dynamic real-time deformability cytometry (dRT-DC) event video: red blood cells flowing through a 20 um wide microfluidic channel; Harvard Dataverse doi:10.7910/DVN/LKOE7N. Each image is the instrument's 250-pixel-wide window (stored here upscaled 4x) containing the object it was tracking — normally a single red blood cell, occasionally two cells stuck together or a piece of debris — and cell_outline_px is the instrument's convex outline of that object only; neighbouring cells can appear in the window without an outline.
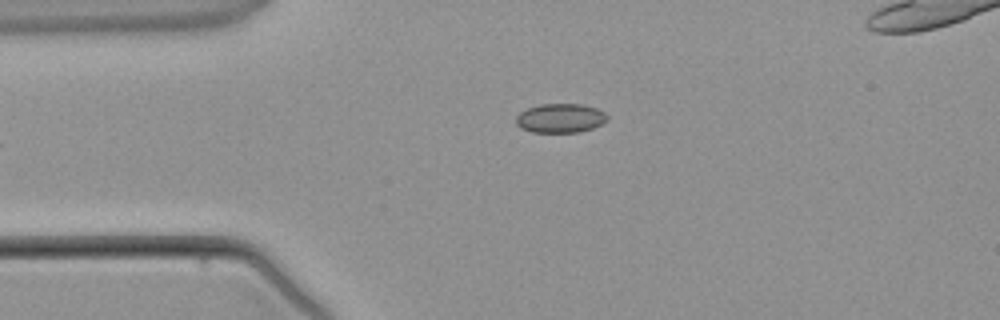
{"species": "common noctule bat (a hibernating species)", "species_latin": "Nyctalus noctula", "temperature_condition": "warm", "stored_images_in_passage": 3, "camera_frame_rate_fps": 3000, "um_per_image_px": 0.085, "animal": {"sex": "male", "body_mass_g": 21.5, "forearm_length_mm": 52.0}, "frame": {"image": 1, "passage_image": 3, "time_ms": 2.333, "image_size_px": [1000, 320], "cell_outline_px": [[608, 120], [592, 128], [580, 132], [532, 132], [520, 128], [516, 124], [516, 116], [520, 112], [528, 108], [540, 104], [584, 104], [596, 108], [604, 112], [608, 116]], "centroid_in_image_um": [47.62, 10.04], "position_along_channel_um": 37.4, "area_um2": 15.55}}